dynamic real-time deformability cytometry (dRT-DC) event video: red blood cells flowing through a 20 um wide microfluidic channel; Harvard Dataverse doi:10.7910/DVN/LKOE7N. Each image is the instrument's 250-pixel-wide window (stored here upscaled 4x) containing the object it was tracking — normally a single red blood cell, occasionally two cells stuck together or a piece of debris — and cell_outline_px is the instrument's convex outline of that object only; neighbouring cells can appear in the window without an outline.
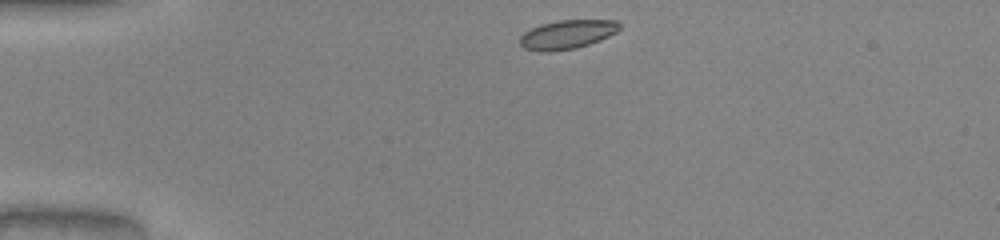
{"species": "common noctule bat (a hibernating species)", "species_latin": "Nyctalus noctula", "temperature_condition": "warm", "stored_images_in_passage": 34, "camera_frame_rate_fps": 3000, "um_per_image_px": 0.085, "animal": {"sex": "male", "body_mass_g": 20.0, "forearm_length_mm": 53.3}, "frame": {"image": 1, "passage_image": 1, "time_ms": 0.0, "image_size_px": [1000, 240], "cell_outline_px": [[620, 28], [616, 32], [600, 40], [576, 48], [548, 52], [540, 52], [524, 48], [520, 44], [520, 36], [524, 32], [540, 24], [560, 20], [616, 20], [620, 24]], "centroid_in_image_um": [48.19, 2.93], "position_along_channel_um": 36.8, "area_um2": 16.76}}
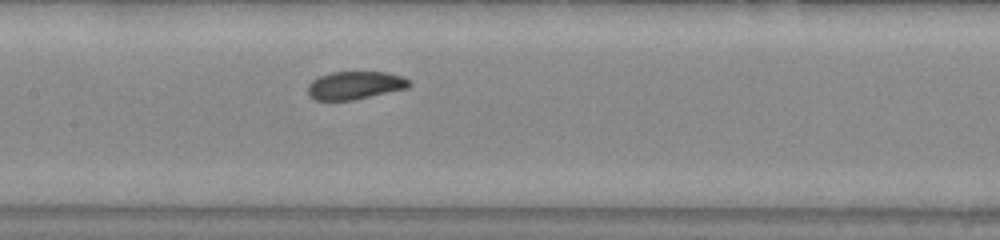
{"frame": {"image": 2, "passage_image": 15, "time_ms": 4.667, "image_size_px": [1000, 240], "cell_outline_px": [[412, 84], [408, 88], [352, 100], [316, 100], [308, 96], [308, 84], [312, 80], [320, 76], [332, 72], [388, 72], [400, 76], [408, 80]], "centroid_in_image_um": [30.16, 7.25], "position_along_channel_um": 177.2, "area_um2": 16.47}}
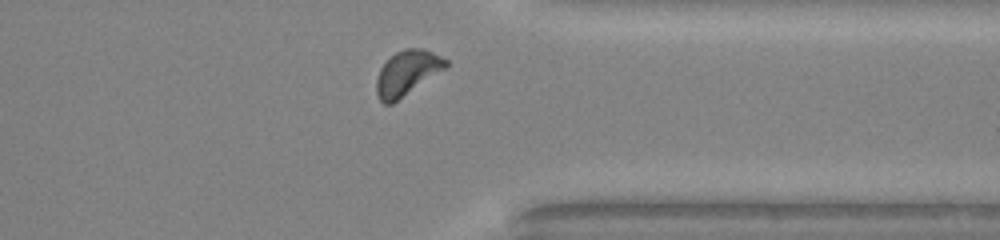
{"frame": {"image": 3, "passage_image": 30, "time_ms": 9.667, "image_size_px": [1000, 240], "cell_outline_px": [[448, 64], [444, 68], [392, 104], [384, 104], [380, 100], [376, 92], [376, 80], [380, 68], [396, 52], [404, 48], [424, 48], [448, 60]], "centroid_in_image_um": [34.57, 6.19], "position_along_channel_um": 376.8, "area_um2": 17.69}, "authors_computed_cell_mechanics": {"area_um2": 17.1377, "velocity_mm_per_s": 4.0421, "shape_relaxation_time_tau1_ms": 3.941, "shape_relaxation_time_tau2_ms": 5.722, "deformation_change_tau1": 0.1477, "deformation_change_tau2": 0.1015}}